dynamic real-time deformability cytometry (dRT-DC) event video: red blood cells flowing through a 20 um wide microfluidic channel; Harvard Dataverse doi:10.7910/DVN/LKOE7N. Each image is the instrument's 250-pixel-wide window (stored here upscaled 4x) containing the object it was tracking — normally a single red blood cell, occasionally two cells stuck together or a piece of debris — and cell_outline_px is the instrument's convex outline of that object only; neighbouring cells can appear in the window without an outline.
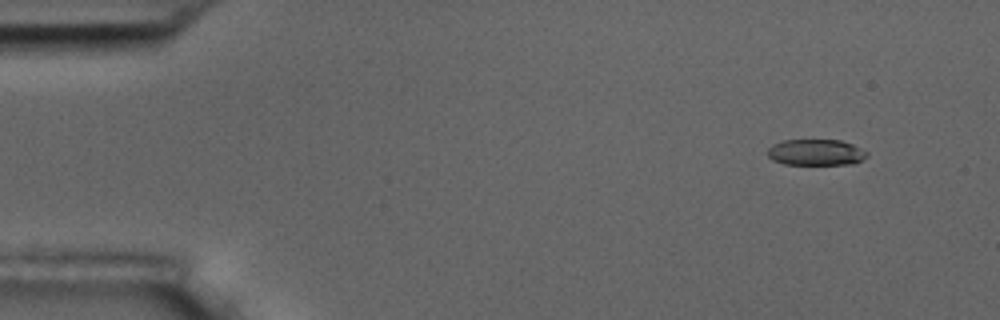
{"species": "common noctule bat (a hibernating species)", "species_latin": "Nyctalus noctula", "temperature_condition": "room temperature", "stored_images_in_passage": 5, "camera_frame_rate_fps": 3000, "um_per_image_px": 0.085, "animal": {"sex": "male", "body_mass_g": 17.5, "forearm_length_mm": 52.3}, "frame": {"image": 1, "passage_image": 1, "time_ms": 0.0, "image_size_px": [1000, 320], "cell_outline_px": [[868, 156], [852, 164], [784, 164], [772, 160], [768, 156], [768, 148], [772, 144], [784, 140], [840, 140], [852, 144], [868, 152]], "centroid_in_image_um": [69.33, 12.95], "position_along_channel_um": 15.7, "area_um2": 15.09}}